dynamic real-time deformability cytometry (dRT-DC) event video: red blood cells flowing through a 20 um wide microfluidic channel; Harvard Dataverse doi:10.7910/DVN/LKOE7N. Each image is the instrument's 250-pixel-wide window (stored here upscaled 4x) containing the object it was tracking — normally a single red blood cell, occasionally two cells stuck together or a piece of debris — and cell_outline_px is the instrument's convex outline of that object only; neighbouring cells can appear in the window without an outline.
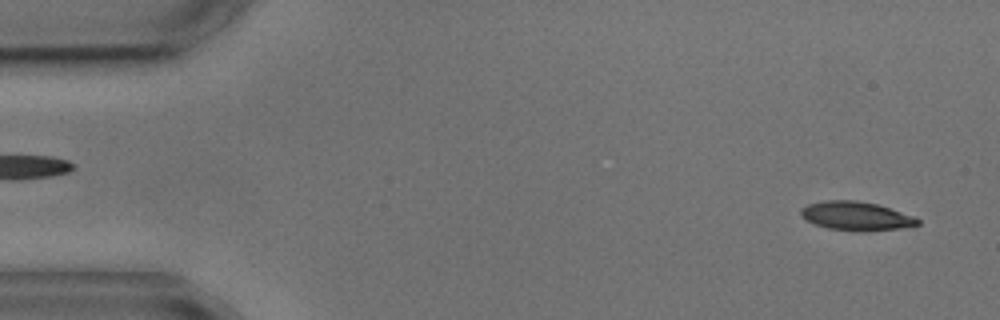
{"species": "common noctule bat (a hibernating species)", "species_latin": "Nyctalus noctula", "temperature_condition": "cold", "stored_images_in_passage": 3, "segment_of_instrument_passage": [2, 2], "camera_frame_rate_fps": 3000, "um_per_image_px": 0.085, "animal": {"sex": "male", "body_mass_g": 17.9, "forearm_length_mm": 54.2}, "frame": {"image": 1, "passage_image": 3, "time_ms": 5.0, "image_size_px": [1000, 320], "cell_outline_px": [[920, 224], [900, 228], [860, 232], [828, 228], [816, 224], [800, 216], [800, 208], [808, 204], [824, 200], [856, 200], [876, 204], [916, 216], [920, 220]], "centroid_in_image_um": [72.78, 18.36], "position_along_channel_um": 12.2, "area_um2": 19.65}}